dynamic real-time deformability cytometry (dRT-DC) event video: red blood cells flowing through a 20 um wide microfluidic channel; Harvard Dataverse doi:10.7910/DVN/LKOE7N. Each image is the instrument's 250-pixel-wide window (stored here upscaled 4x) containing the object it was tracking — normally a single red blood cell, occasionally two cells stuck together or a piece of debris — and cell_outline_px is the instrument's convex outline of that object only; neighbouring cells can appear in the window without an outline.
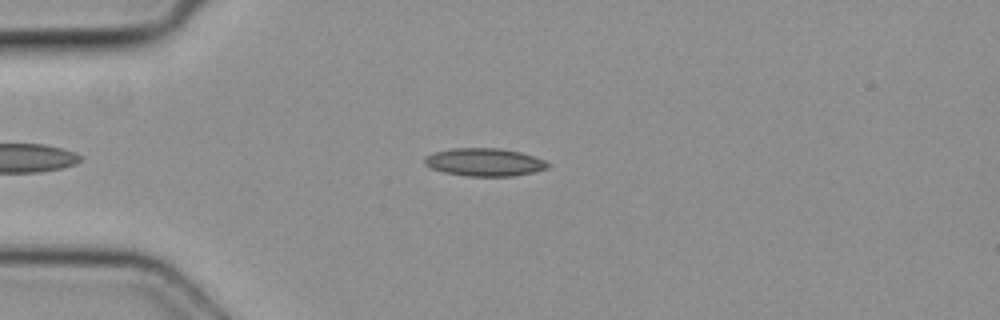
{"species": "common noctule bat (a hibernating species)", "species_latin": "Nyctalus noctula", "temperature_condition": "cold", "stored_images_in_passage": 3, "camera_frame_rate_fps": 3000, "um_per_image_px": 0.085, "animal": {"sex": "female", "body_mass_g": 19.3, "forearm_length_mm": 54.1}, "frame": {"image": 1, "passage_image": 3, "time_ms": 0.667, "image_size_px": [1000, 320], "cell_outline_px": [[552, 164], [548, 168], [532, 172], [512, 176], [468, 176], [444, 172], [432, 168], [424, 164], [424, 156], [432, 152], [452, 148], [500, 148], [520, 152], [544, 160]], "centroid_in_image_um": [41.16, 13.77], "position_along_channel_um": 43.8, "area_um2": 20.06}}